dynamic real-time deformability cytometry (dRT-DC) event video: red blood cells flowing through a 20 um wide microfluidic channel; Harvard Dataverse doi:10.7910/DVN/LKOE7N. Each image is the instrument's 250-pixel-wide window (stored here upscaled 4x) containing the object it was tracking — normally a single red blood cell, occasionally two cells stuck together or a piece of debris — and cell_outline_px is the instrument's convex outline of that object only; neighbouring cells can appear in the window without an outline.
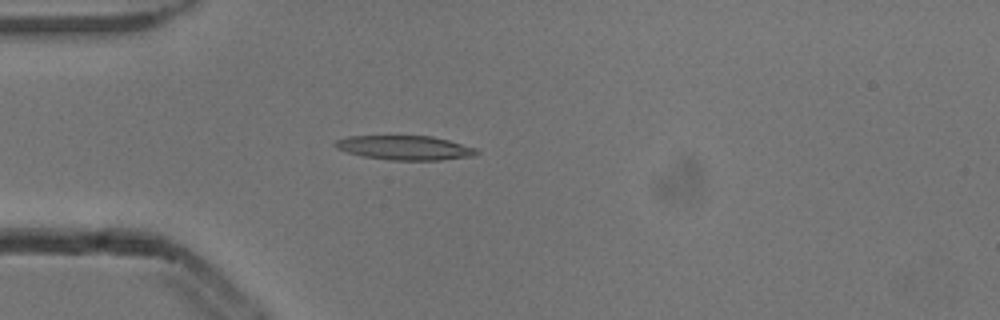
{"species": "common noctule bat (a hibernating species)", "species_latin": "Nyctalus noctula", "temperature_condition": "cold", "stored_images_in_passage": 5, "camera_frame_rate_fps": 3000, "um_per_image_px": 0.085, "animal": {"sex": "male", "body_mass_g": 13.3}, "frame": {"image": 1, "passage_image": 5, "time_ms": 1.333, "image_size_px": [1000, 320], "cell_outline_px": [[480, 152], [476, 156], [440, 160], [388, 160], [364, 156], [348, 152], [336, 148], [332, 144], [336, 140], [348, 136], [432, 136], [448, 140], [476, 148]], "centroid_in_image_um": [34.43, 12.56], "position_along_channel_um": 50.6, "area_um2": 20.06}}